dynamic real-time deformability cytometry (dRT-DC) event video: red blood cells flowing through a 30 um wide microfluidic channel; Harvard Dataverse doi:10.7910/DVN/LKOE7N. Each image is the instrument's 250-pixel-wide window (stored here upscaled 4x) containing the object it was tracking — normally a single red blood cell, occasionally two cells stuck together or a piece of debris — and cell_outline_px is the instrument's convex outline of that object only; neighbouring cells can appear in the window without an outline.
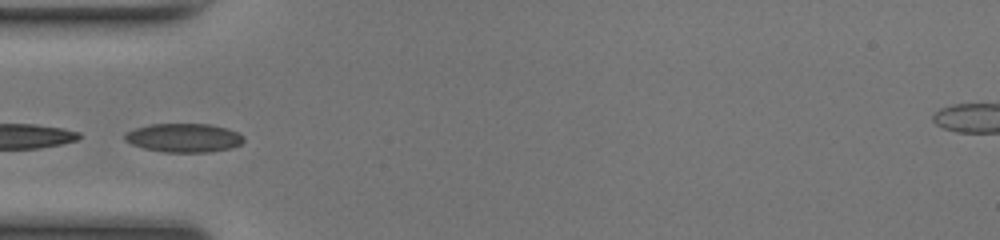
{"species": "common noctule bat (a hibernating species)", "species_latin": "Nyctalus noctula", "temperature_condition": "room temperature", "stored_images_in_passage": 10, "camera_frame_rate_fps": 3000, "um_per_image_px": 0.085, "animal": {"sex": "female", "body_mass_g": 17.0, "forearm_length_mm": 48.0}, "frame": {"image": 1, "passage_image": 1, "time_ms": 0.0, "image_size_px": [1000, 240], "cell_outline_px": [[244, 140], [240, 144], [232, 148], [208, 152], [164, 152], [144, 148], [132, 144], [124, 140], [124, 132], [148, 124], [208, 124], [228, 128], [244, 136]], "centroid_in_image_um": [15.61, 11.71], "position_along_channel_um": 69.4, "area_um2": 20.0}}
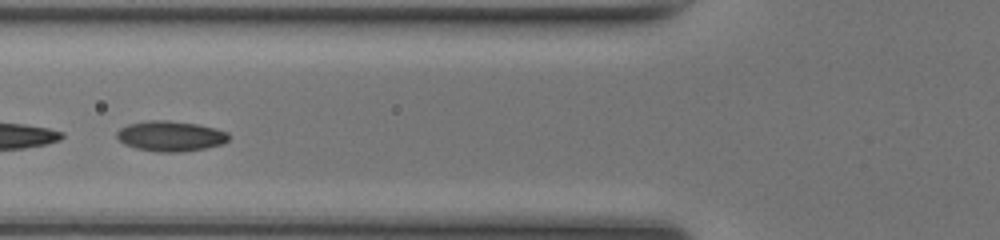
{"frame": {"image": 2, "passage_image": 4, "time_ms": 1.0, "image_size_px": [1000, 240], "cell_outline_px": [[228, 140], [224, 144], [184, 152], [156, 152], [136, 148], [124, 144], [116, 136], [116, 132], [120, 128], [128, 124], [148, 120], [168, 120], [196, 124], [216, 128], [228, 132]], "centroid_in_image_um": [14.49, 11.57], "position_along_channel_um": 111.3, "area_um2": 19.88}}
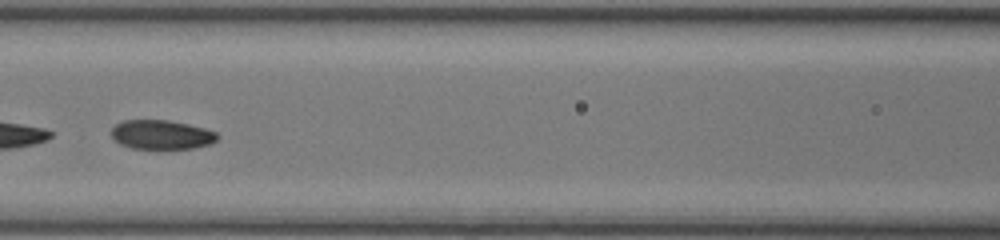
{"frame": {"image": 3, "passage_image": 7, "time_ms": 2.0, "image_size_px": [1000, 240], "cell_outline_px": [[220, 136], [212, 144], [192, 148], [128, 148], [120, 144], [112, 136], [112, 128], [116, 124], [124, 120], [168, 120], [188, 124], [204, 128], [216, 132]], "centroid_in_image_um": [13.74, 11.44], "position_along_channel_um": 152.9, "area_um2": 17.98}}